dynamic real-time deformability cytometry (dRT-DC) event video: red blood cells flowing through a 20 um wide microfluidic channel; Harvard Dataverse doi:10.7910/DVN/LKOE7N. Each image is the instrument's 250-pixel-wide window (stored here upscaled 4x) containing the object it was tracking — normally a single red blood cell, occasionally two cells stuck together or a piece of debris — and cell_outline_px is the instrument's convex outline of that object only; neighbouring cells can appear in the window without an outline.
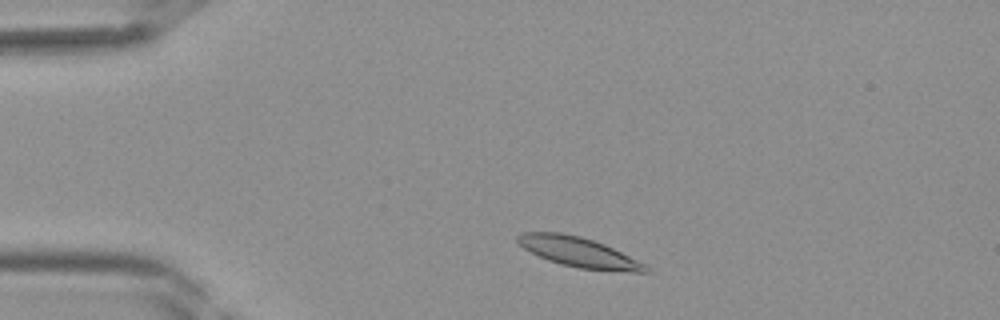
{"species": "Egyptian fruit bat (a non-hibernating species)", "species_latin": "Rousettus aegyptiacus", "temperature_condition": "room temperature", "stored_images_in_passage": 35, "camera_frame_rate_fps": 3000, "um_per_image_px": 0.085, "frame": {"image": 1, "passage_image": 3, "time_ms": 0.667, "image_size_px": [1000, 320], "cell_outline_px": [[652, 272], [636, 272], [580, 268], [560, 264], [548, 260], [524, 248], [516, 240], [516, 236], [524, 232], [560, 232], [580, 236], [604, 244], [644, 264]], "centroid_in_image_um": [49.15, 21.42], "position_along_channel_um": 35.8, "area_um2": 21.79}}
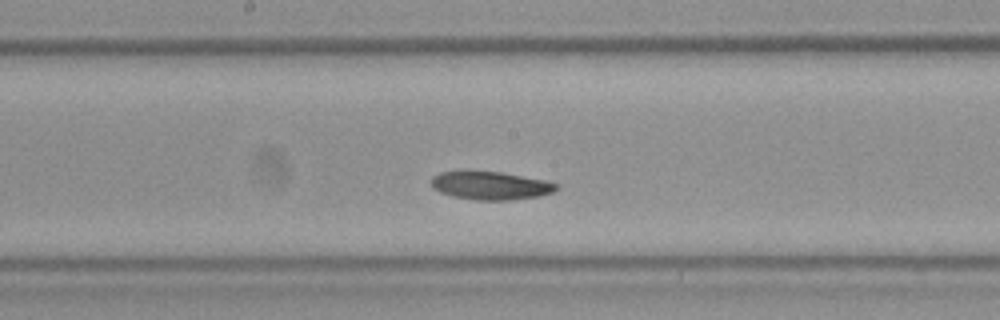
{"frame": {"image": 2, "passage_image": 16, "time_ms": 5.0, "image_size_px": [1000, 320], "cell_outline_px": [[556, 188], [552, 192], [540, 196], [508, 200], [476, 200], [452, 196], [440, 192], [432, 188], [432, 176], [440, 172], [464, 168], [468, 168], [500, 172], [544, 180], [556, 184]], "centroid_in_image_um": [41.58, 15.73], "position_along_channel_um": 206.6, "area_um2": 21.04}}
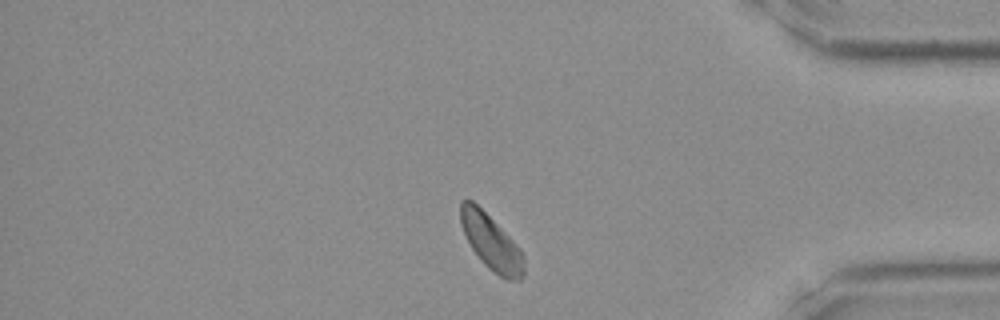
{"frame": {"image": 3, "passage_image": 29, "time_ms": 9.333, "image_size_px": [1000, 320], "cell_outline_px": [[524, 272], [520, 280], [504, 280], [488, 268], [480, 260], [472, 248], [460, 224], [460, 200], [472, 200], [520, 248], [524, 256]], "centroid_in_image_um": [41.75, 20.63], "position_along_channel_um": 393.4, "area_um2": 20.11}}